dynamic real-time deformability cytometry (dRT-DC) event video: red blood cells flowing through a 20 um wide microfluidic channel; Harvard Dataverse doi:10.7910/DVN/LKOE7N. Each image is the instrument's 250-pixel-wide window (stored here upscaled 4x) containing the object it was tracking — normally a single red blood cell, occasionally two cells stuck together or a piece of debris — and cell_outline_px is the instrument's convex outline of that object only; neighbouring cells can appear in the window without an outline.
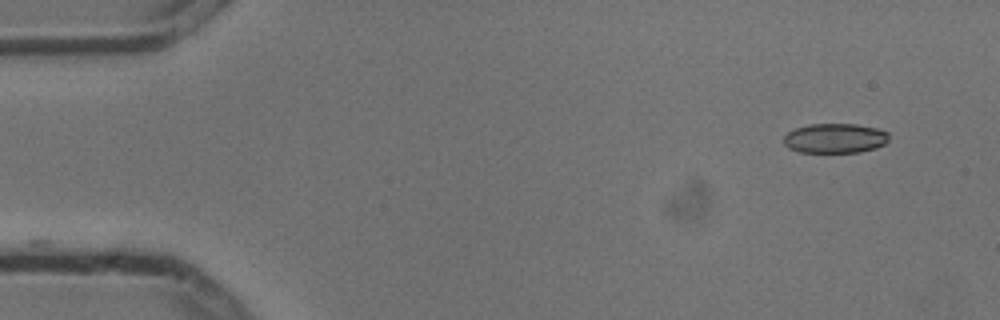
{"species": "common noctule bat (a hibernating species)", "species_latin": "Nyctalus noctula", "temperature_condition": "cold", "stored_images_in_passage": 5, "camera_frame_rate_fps": 3000, "um_per_image_px": 0.085, "animal": {"sex": "male", "body_mass_g": 13.3}, "frame": {"image": 1, "passage_image": 2, "time_ms": 0.333, "image_size_px": [1000, 320], "cell_outline_px": [[888, 140], [884, 144], [876, 148], [860, 152], [800, 152], [788, 148], [784, 144], [784, 136], [788, 132], [796, 128], [808, 124], [856, 124], [876, 128], [888, 132]], "centroid_in_image_um": [70.97, 11.75], "position_along_channel_um": 14.0, "area_um2": 18.21}}